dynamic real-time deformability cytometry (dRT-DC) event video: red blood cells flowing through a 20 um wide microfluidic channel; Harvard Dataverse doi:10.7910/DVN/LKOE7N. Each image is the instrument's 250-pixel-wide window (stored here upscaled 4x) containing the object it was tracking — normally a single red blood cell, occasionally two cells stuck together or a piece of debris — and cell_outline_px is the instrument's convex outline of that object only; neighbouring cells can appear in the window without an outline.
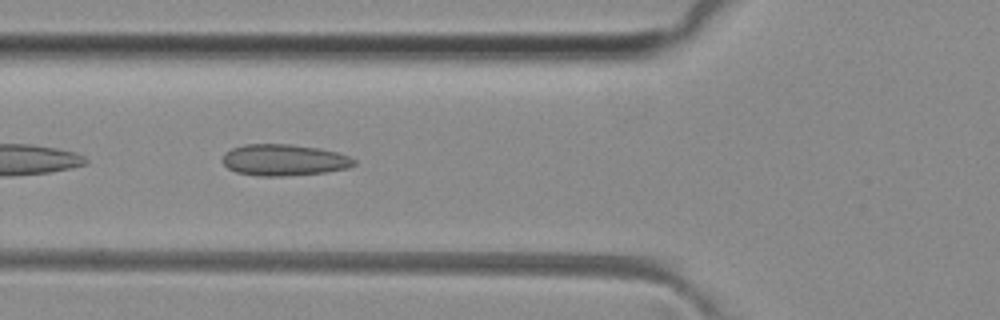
{"species": "common noctule bat (a hibernating species)", "species_latin": "Nyctalus noctula", "temperature_condition": "room temperature", "stored_images_in_passage": 27, "camera_frame_rate_fps": 3000, "um_per_image_px": 0.085, "animal": {"sex": "female", "body_mass_g": 29.2, "forearm_length_mm": 56.3}, "frame": {"image": 1, "passage_image": 8, "time_ms": 2.333, "image_size_px": [1000, 320], "cell_outline_px": [[356, 164], [348, 168], [324, 172], [288, 176], [260, 176], [236, 172], [228, 168], [220, 160], [224, 152], [232, 148], [244, 144], [292, 144], [316, 148], [336, 152], [348, 156], [356, 160]], "centroid_in_image_um": [24.1, 13.6], "position_along_channel_um": 101.7, "area_um2": 24.16}}